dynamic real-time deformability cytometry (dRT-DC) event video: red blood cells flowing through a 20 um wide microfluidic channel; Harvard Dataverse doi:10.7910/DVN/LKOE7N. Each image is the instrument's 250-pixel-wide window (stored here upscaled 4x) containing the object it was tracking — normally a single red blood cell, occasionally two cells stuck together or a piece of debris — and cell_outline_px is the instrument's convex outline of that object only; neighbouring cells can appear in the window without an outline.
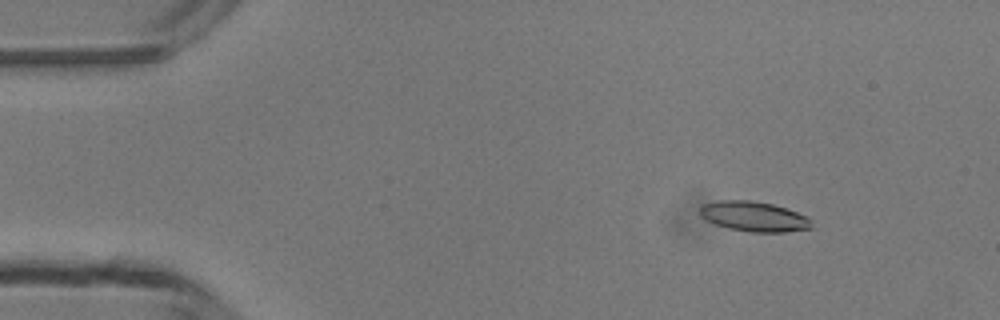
{"species": "common noctule bat (a hibernating species)", "species_latin": "Nyctalus noctula", "temperature_condition": "room temperature", "stored_images_in_passage": 24, "camera_frame_rate_fps": 3000, "um_per_image_px": 0.085, "animal": {"sex": "male", "body_mass_g": 13.3}, "frame": {"image": 1, "passage_image": 6, "time_ms": 1.667, "image_size_px": [1000, 320], "cell_outline_px": [[812, 228], [784, 232], [748, 232], [728, 228], [704, 220], [700, 216], [700, 208], [704, 204], [720, 200], [748, 200], [772, 204], [808, 216]], "centroid_in_image_um": [64.05, 18.41], "position_along_channel_um": 20.9, "area_um2": 19.42}}
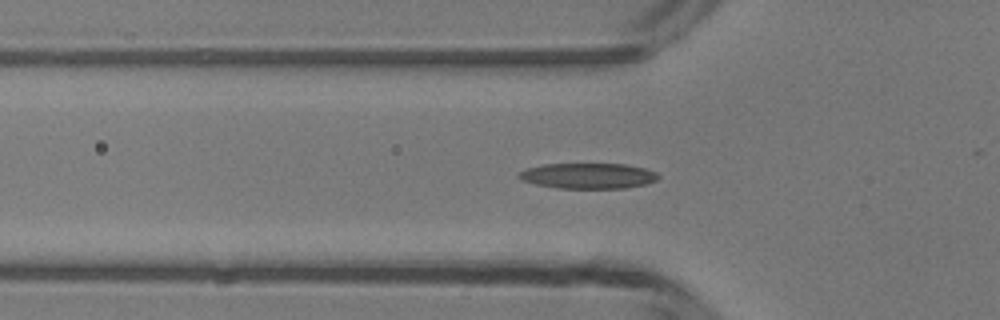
{"frame": {"image": 2, "passage_image": 16, "time_ms": 5.0, "image_size_px": [1000, 320], "cell_outline_px": [[660, 176], [656, 180], [644, 184], [624, 188], [556, 188], [536, 184], [520, 180], [516, 176], [516, 172], [528, 168], [544, 164], [628, 164], [644, 168], [656, 172]], "centroid_in_image_um": [49.94, 14.94], "position_along_channel_um": 75.9, "area_um2": 20.81}}
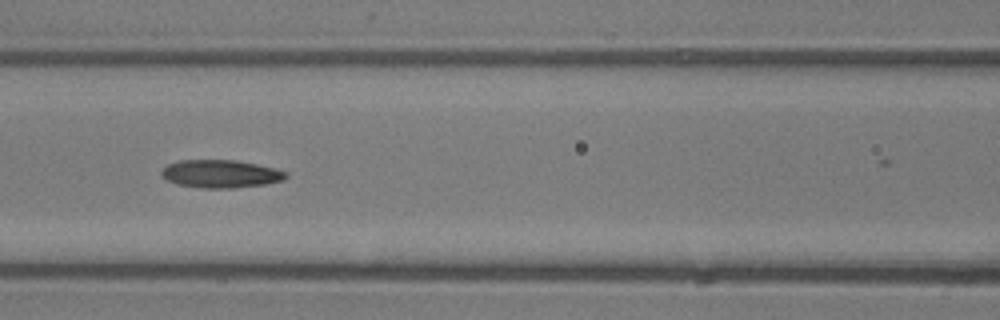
{"frame": {"image": 3, "passage_image": 21, "time_ms": 6.667, "image_size_px": [1000, 320], "cell_outline_px": [[288, 176], [284, 180], [264, 184], [232, 188], [200, 188], [176, 184], [168, 180], [160, 172], [168, 164], [180, 160], [236, 160], [256, 164], [288, 172]], "centroid_in_image_um": [18.76, 14.78], "position_along_channel_um": 147.8, "area_um2": 20.11}}